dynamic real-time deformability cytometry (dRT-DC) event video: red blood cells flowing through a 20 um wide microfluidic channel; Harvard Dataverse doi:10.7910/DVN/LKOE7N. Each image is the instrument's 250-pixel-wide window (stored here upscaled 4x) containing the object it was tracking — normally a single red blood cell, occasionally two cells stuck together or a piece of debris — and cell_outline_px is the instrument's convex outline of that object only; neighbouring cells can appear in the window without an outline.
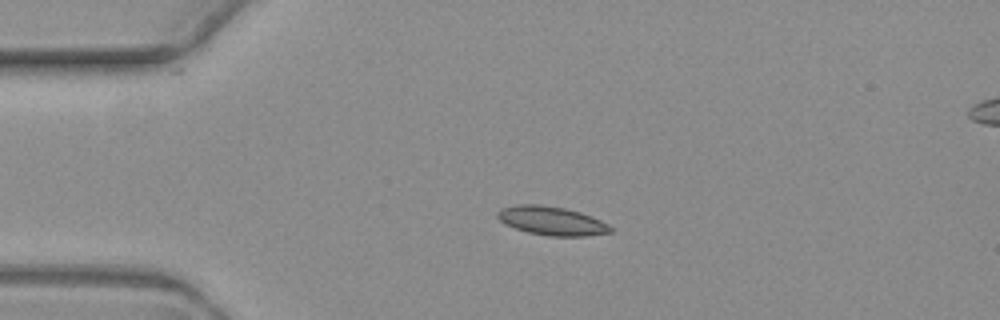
{"species": "common noctule bat (a hibernating species)", "species_latin": "Nyctalus noctula", "temperature_condition": "warm", "stored_images_in_passage": 3, "segment_of_instrument_passage": [1, 2], "camera_frame_rate_fps": 3000, "um_per_image_px": 0.085, "animal": {"sex": "female", "body_mass_g": 19.3, "forearm_length_mm": 54.1}, "frame": {"image": 1, "passage_image": 1, "time_ms": 0.0, "image_size_px": [1000, 320], "cell_outline_px": [[612, 232], [588, 236], [548, 236], [528, 232], [504, 224], [496, 216], [496, 212], [500, 208], [516, 204], [540, 204], [564, 208], [580, 212], [592, 216], [608, 224], [612, 228]], "centroid_in_image_um": [46.87, 18.76], "position_along_channel_um": 38.1, "area_um2": 19.07}}